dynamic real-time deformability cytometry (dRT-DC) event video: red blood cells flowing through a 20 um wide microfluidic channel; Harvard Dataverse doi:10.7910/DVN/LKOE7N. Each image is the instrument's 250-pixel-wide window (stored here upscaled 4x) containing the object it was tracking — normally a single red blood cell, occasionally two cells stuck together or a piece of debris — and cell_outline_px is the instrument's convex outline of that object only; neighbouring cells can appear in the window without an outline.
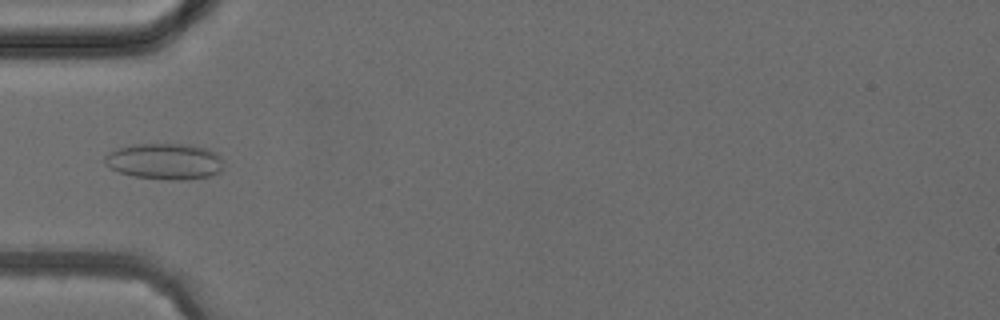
{"species": "common noctule bat (a hibernating species)", "species_latin": "Nyctalus noctula", "temperature_condition": "cold", "stored_images_in_passage": 4, "camera_frame_rate_fps": 3000, "um_per_image_px": 0.085, "animal": {"sex": "female", "body_mass_g": 24.6, "forearm_length_mm": 56.2}, "frame": {"image": 1, "passage_image": 3, "time_ms": 3.333, "image_size_px": [1000, 320], "cell_outline_px": [[220, 172], [208, 176], [188, 180], [168, 180], [136, 176], [120, 172], [104, 164], [104, 156], [108, 152], [120, 148], [136, 144], [192, 144], [208, 148], [216, 152], [220, 156]], "centroid_in_image_um": [14.01, 13.71], "position_along_channel_um": 71.0, "area_um2": 24.91}}